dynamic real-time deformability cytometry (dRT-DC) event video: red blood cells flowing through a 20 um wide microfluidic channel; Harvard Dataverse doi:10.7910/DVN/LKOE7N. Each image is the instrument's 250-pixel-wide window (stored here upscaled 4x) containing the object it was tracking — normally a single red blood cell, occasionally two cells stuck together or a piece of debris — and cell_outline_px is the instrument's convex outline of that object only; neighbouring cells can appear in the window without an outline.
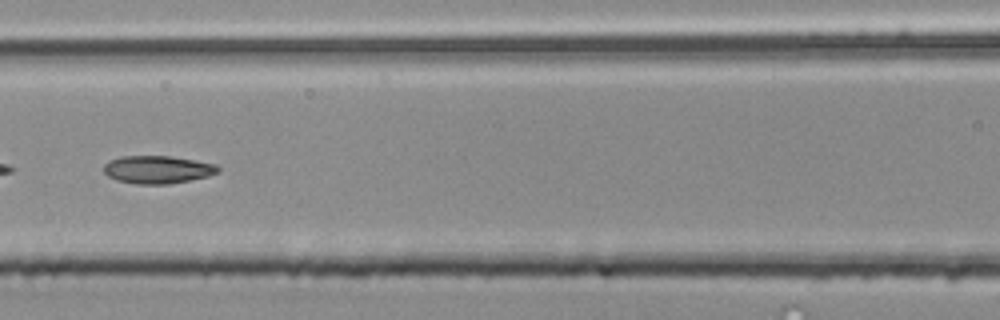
{"species": "common noctule bat (a hibernating species)", "species_latin": "Nyctalus noctula", "temperature_condition": "room temperature", "stored_images_in_passage": 55, "camera_frame_rate_fps": 3000, "um_per_image_px": 0.085, "animal": {"sex": "male", "body_mass_g": 20.4}, "frame": {"image": 1, "passage_image": 24, "time_ms": 7.667, "image_size_px": [1000, 320], "cell_outline_px": [[220, 172], [208, 176], [168, 184], [136, 184], [116, 180], [108, 176], [104, 172], [104, 164], [108, 160], [120, 156], [168, 156], [216, 164], [220, 168]], "centroid_in_image_um": [13.36, 14.41], "position_along_channel_um": 153.2, "area_um2": 18.5}}
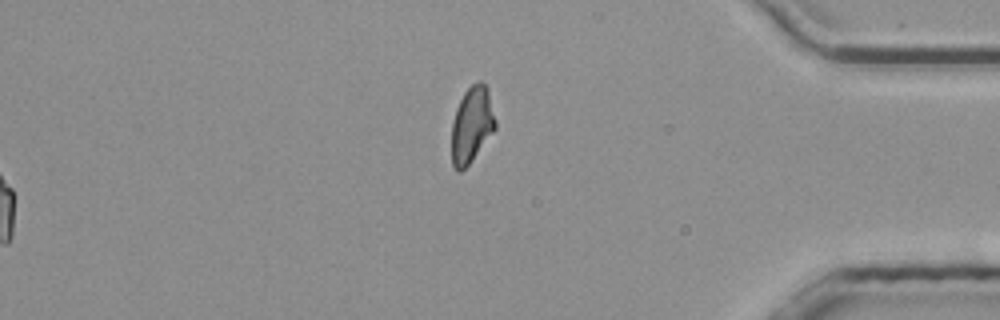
{"frame": {"image": 2, "passage_image": 55, "time_ms": 18.0, "image_size_px": [1000, 320], "cell_outline_px": [[496, 128], [468, 164], [460, 172], [456, 172], [452, 164], [452, 120], [456, 108], [464, 92], [472, 84], [480, 80], [488, 88], [496, 120]], "centroid_in_image_um": [40.1, 10.58], "position_along_channel_um": 395.1, "area_um2": 19.31}, "authors_computed_cell_mechanics": {"area_um2": 18.2648, "velocity_mm_per_s": 3.8462, "shape_relaxation_time_tau1_ms": 6.262, "shape_relaxation_time_tau2_ms": 2.6005, "deformation_change_tau1": 0.1787, "deformation_change_tau2": 0.088}}